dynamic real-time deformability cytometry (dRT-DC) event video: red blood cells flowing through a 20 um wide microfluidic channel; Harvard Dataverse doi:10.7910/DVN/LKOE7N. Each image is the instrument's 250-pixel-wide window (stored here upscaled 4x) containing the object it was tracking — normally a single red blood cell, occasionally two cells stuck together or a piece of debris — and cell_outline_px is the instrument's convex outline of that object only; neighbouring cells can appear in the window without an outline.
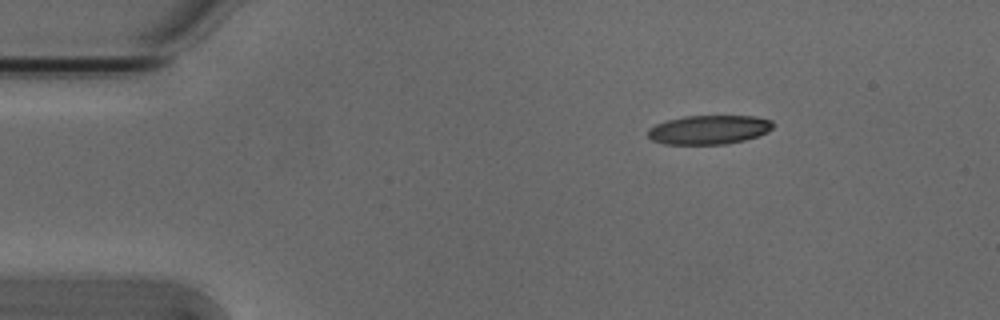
{"species": "Egyptian fruit bat (a non-hibernating species)", "species_latin": "Rousettus aegyptiacus", "temperature_condition": "cold", "stored_images_in_passage": 3, "camera_frame_rate_fps": 3000, "um_per_image_px": 0.085, "animal": {"sex": "male"}, "frame": {"image": 1, "passage_image": 1, "time_ms": 0.0, "image_size_px": [1000, 320], "cell_outline_px": [[776, 124], [768, 132], [744, 140], [724, 144], [664, 144], [652, 140], [648, 136], [648, 128], [656, 124], [668, 120], [684, 116], [756, 116], [772, 120]], "centroid_in_image_um": [60.28, 11.02], "position_along_channel_um": 24.7, "area_um2": 21.21}}